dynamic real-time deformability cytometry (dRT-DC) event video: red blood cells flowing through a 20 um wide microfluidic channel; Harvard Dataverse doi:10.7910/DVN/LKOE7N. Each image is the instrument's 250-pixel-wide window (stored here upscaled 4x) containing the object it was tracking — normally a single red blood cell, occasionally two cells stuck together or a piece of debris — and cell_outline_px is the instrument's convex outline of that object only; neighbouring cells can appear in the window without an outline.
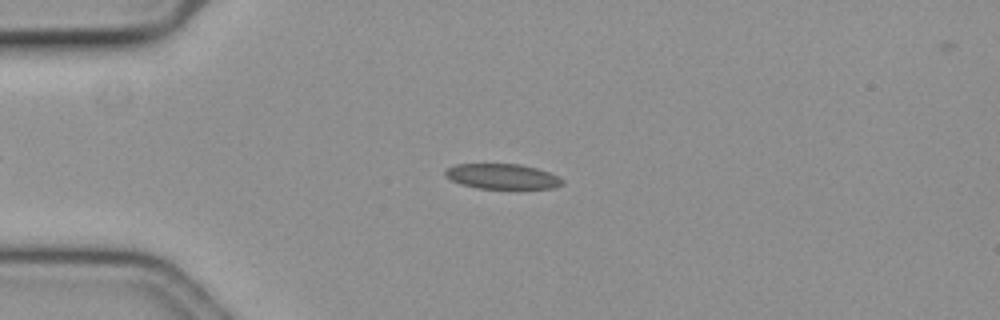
{"species": "common noctule bat (a hibernating species)", "species_latin": "Nyctalus noctula", "temperature_condition": "cold", "stored_images_in_passage": 45, "camera_frame_rate_fps": 3000, "um_per_image_px": 0.085, "animal": {"sex": "female", "body_mass_g": 19.3, "forearm_length_mm": 54.1}, "frame": {"image": 1, "passage_image": 2, "time_ms": 0.333, "image_size_px": [1000, 320], "cell_outline_px": [[564, 184], [556, 188], [516, 192], [476, 188], [460, 184], [444, 176], [444, 172], [448, 168], [456, 164], [520, 164], [536, 168], [548, 172], [564, 180]], "centroid_in_image_um": [42.76, 15.06], "position_along_channel_um": 42.2, "area_um2": 18.26}}
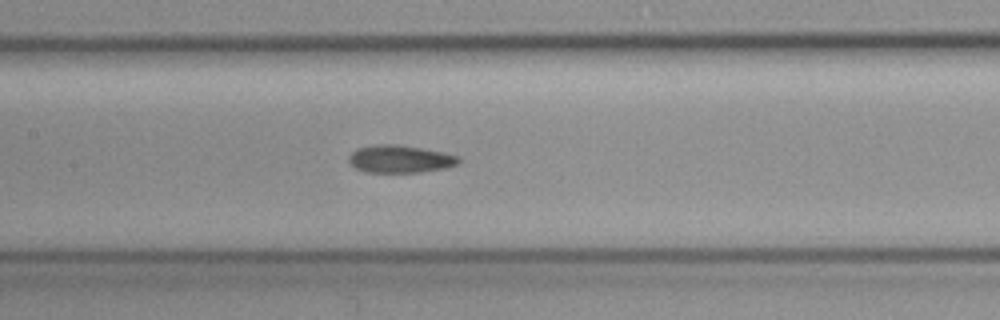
{"frame": {"image": 2, "passage_image": 15, "time_ms": 4.667, "image_size_px": [1000, 320], "cell_outline_px": [[460, 160], [456, 164], [448, 168], [420, 172], [364, 172], [356, 168], [348, 160], [348, 156], [356, 148], [380, 144], [392, 144], [420, 148], [460, 156]], "centroid_in_image_um": [33.99, 13.52], "position_along_channel_um": 173.4, "area_um2": 17.51}}
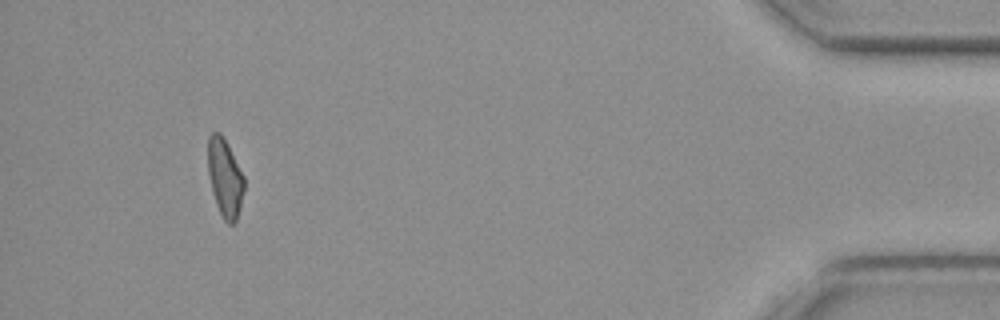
{"frame": {"image": 3, "passage_image": 41, "time_ms": 13.333, "image_size_px": [1000, 320], "cell_outline_px": [[244, 188], [240, 208], [236, 220], [232, 224], [228, 224], [224, 220], [216, 204], [212, 192], [208, 172], [208, 136], [212, 132], [220, 132], [228, 144], [244, 176]], "centroid_in_image_um": [19.11, 15.09], "position_along_channel_um": 416.1, "area_um2": 16.47}, "authors_computed_cell_mechanics": {"area_um2": 17.1088, "velocity_mm_per_s": 3.6317, "shape_relaxation_time_tau1_ms": null, "shape_relaxation_time_tau2_ms": 5.5866, "deformation_change_tau1": null, "deformation_change_tau2": 0.1171}}